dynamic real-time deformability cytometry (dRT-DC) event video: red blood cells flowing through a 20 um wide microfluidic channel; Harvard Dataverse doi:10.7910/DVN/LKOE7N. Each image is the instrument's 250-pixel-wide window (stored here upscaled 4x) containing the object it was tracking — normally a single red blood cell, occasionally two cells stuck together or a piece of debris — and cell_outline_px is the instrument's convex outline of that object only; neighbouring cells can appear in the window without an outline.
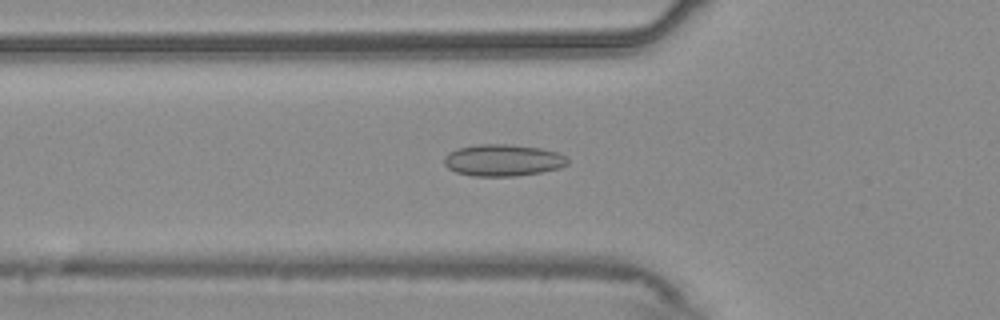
{"species": "common noctule bat (a hibernating species)", "species_latin": "Nyctalus noctula", "temperature_condition": "warm", "stored_images_in_passage": 52, "camera_frame_rate_fps": 3000, "um_per_image_px": 0.085, "animal": {"sex": "male", "body_mass_g": 20.4}, "frame": {"image": 1, "passage_image": 16, "time_ms": 5.0, "image_size_px": [1000, 320], "cell_outline_px": [[568, 164], [560, 168], [540, 172], [516, 176], [472, 176], [456, 172], [448, 168], [444, 164], [444, 156], [448, 152], [456, 148], [476, 144], [508, 144], [540, 148], [560, 152], [568, 156]], "centroid_in_image_um": [42.75, 13.61], "position_along_channel_um": 83.0, "area_um2": 23.18}}
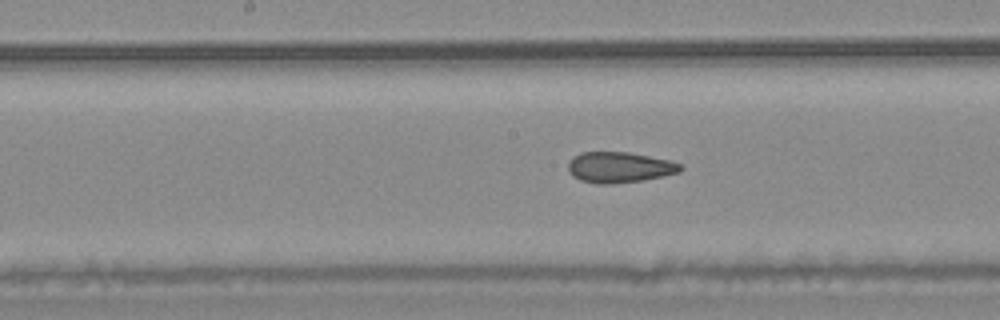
{"frame": {"image": 2, "passage_image": 25, "time_ms": 8.0, "image_size_px": [1000, 320], "cell_outline_px": [[684, 168], [680, 172], [644, 180], [612, 184], [596, 184], [580, 180], [572, 176], [568, 172], [568, 160], [572, 156], [580, 152], [628, 152], [668, 160], [680, 164]], "centroid_in_image_um": [52.6, 14.22], "position_along_channel_um": 195.6, "area_um2": 20.29}}
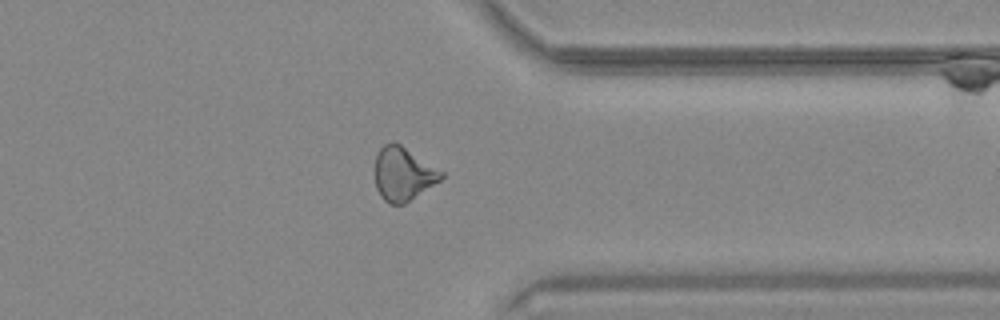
{"frame": {"image": 3, "passage_image": 40, "time_ms": 13.0, "image_size_px": [1000, 320], "cell_outline_px": [[444, 176], [440, 180], [404, 204], [388, 204], [380, 196], [376, 188], [376, 152], [384, 144], [400, 144], [444, 172]], "centroid_in_image_um": [34.26, 14.8], "position_along_channel_um": 377.1, "area_um2": 20.35}, "authors_computed_cell_mechanics": {"area_um2": 20.8369, "velocity_mm_per_s": 3.719, "shape_relaxation_time_tau1_ms": null, "shape_relaxation_time_tau2_ms": 2.823, "deformation_change_tau1": null, "deformation_change_tau2": 0.0833}}